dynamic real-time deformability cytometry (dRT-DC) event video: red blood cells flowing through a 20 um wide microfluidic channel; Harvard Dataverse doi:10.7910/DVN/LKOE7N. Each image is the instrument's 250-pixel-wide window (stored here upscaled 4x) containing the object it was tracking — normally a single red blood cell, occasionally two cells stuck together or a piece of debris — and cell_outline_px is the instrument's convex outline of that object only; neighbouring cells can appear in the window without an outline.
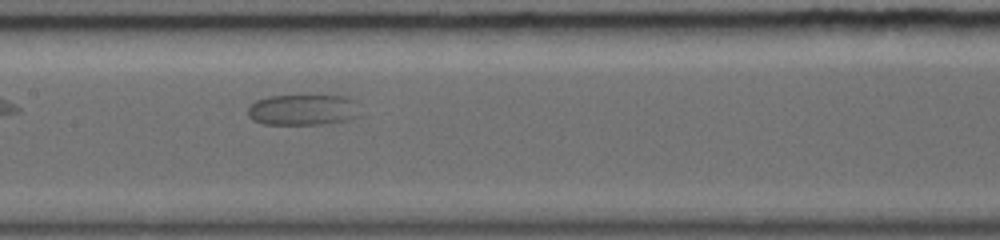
{"species": "common noctule bat (a hibernating species)", "species_latin": "Nyctalus noctula", "temperature_condition": "warm", "stored_images_in_passage": 7, "camera_frame_rate_fps": 5000, "um_per_image_px": 0.085, "animal": {"sex": "female", "body_mass_g": 19.0, "forearm_length_mm": 56.7}, "frame": {"image": 1, "passage_image": 5, "time_ms": 3.8, "image_size_px": [1000, 240], "cell_outline_px": [[364, 116], [348, 120], [324, 124], [264, 124], [252, 120], [248, 116], [248, 108], [256, 100], [268, 96], [348, 96], [352, 100]], "centroid_in_image_um": [25.79, 9.34], "position_along_channel_um": 181.6, "area_um2": 20.35}}
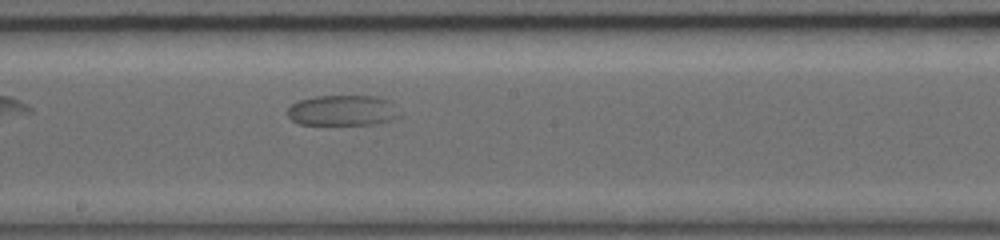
{"frame": {"image": 2, "passage_image": 6, "time_ms": 4.8, "image_size_px": [1000, 240], "cell_outline_px": [[400, 116], [388, 120], [372, 124], [300, 124], [292, 120], [288, 116], [288, 108], [292, 104], [300, 100], [316, 96], [376, 96], [388, 100], [400, 112]], "centroid_in_image_um": [29.11, 9.38], "position_along_channel_um": 219.1, "area_um2": 19.71}}
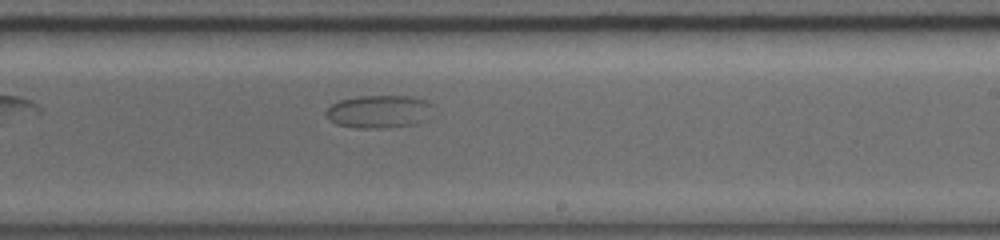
{"frame": {"image": 3, "passage_image": 7, "time_ms": 5.8, "image_size_px": [1000, 240], "cell_outline_px": [[436, 116], [416, 124], [384, 128], [356, 128], [336, 124], [328, 120], [324, 112], [332, 104], [340, 100], [356, 96], [412, 96], [424, 100], [432, 104]], "centroid_in_image_um": [32.27, 9.49], "position_along_channel_um": 256.7, "area_um2": 21.1}}